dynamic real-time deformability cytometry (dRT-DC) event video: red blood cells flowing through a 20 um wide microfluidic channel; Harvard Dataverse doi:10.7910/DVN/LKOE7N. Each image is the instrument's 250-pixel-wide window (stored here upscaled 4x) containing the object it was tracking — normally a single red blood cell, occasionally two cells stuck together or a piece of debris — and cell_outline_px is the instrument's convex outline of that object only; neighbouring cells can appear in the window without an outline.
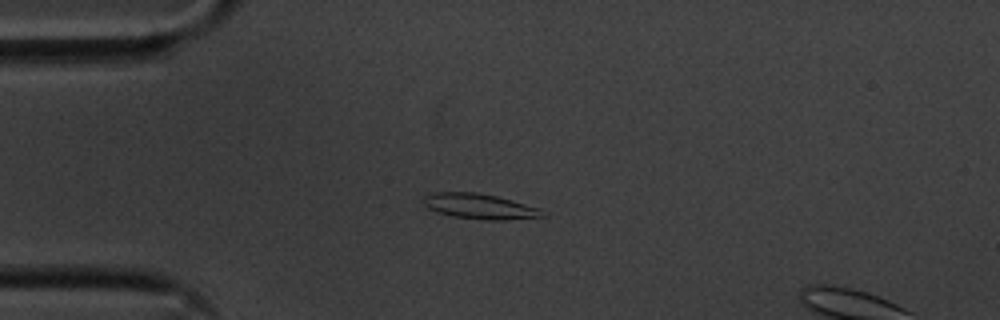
{"species": "common noctule bat (a hibernating species)", "species_latin": "Nyctalus noctula", "temperature_condition": "cold", "stored_images_in_passage": 49, "segment_of_instrument_passage": [1, 2], "camera_frame_rate_fps": 3000, "um_per_image_px": 0.085, "animal": {"sex": "male", "body_mass_g": 20.1, "forearm_length_mm": 53.5}, "frame": {"image": 1, "passage_image": 9, "time_ms": 2.667, "image_size_px": [1000, 320], "cell_outline_px": [[548, 216], [504, 220], [488, 220], [452, 216], [436, 212], [428, 208], [420, 200], [424, 196], [436, 192], [476, 192], [496, 196], [540, 208]], "centroid_in_image_um": [40.76, 17.54], "position_along_channel_um": 44.2, "area_um2": 17.57}}
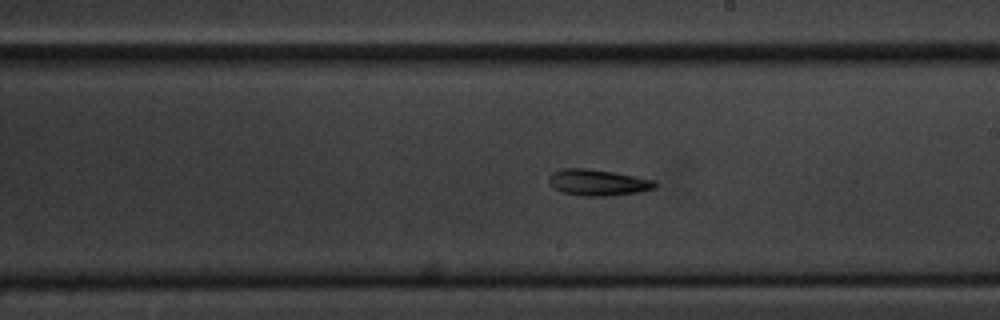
{"frame": {"image": 2, "passage_image": 27, "time_ms": 8.667, "image_size_px": [1000, 320], "cell_outline_px": [[660, 184], [656, 188], [640, 192], [608, 196], [580, 196], [560, 192], [552, 188], [548, 184], [548, 176], [552, 172], [564, 168], [584, 168], [612, 172], [656, 180]], "centroid_in_image_um": [50.8, 15.52], "position_along_channel_um": 238.2, "area_um2": 16.59}}
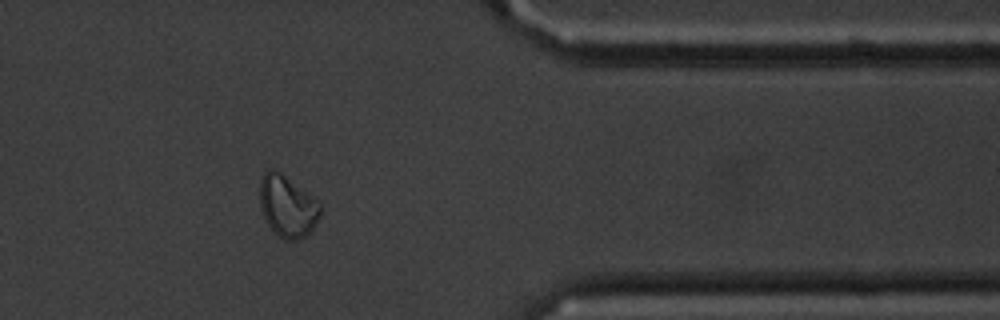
{"frame": {"image": 3, "passage_image": 41, "time_ms": 13.333, "image_size_px": [1000, 320], "cell_outline_px": [[320, 216], [316, 224], [308, 236], [300, 240], [284, 240], [272, 232], [264, 216], [260, 204], [260, 180], [264, 172], [268, 168], [276, 168], [312, 196], [320, 204]], "centroid_in_image_um": [24.43, 17.54], "position_along_channel_um": 387.0, "area_um2": 22.02}}